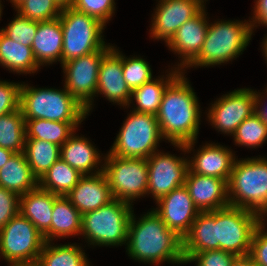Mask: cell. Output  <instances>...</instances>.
Wrapping results in <instances>:
<instances>
[{
    "instance_id": "32",
    "label": "cell",
    "mask_w": 267,
    "mask_h": 266,
    "mask_svg": "<svg viewBox=\"0 0 267 266\" xmlns=\"http://www.w3.org/2000/svg\"><path fill=\"white\" fill-rule=\"evenodd\" d=\"M83 175L59 158L38 180V186L58 196H66Z\"/></svg>"
},
{
    "instance_id": "46",
    "label": "cell",
    "mask_w": 267,
    "mask_h": 266,
    "mask_svg": "<svg viewBox=\"0 0 267 266\" xmlns=\"http://www.w3.org/2000/svg\"><path fill=\"white\" fill-rule=\"evenodd\" d=\"M231 266H256L249 256L236 257Z\"/></svg>"
},
{
    "instance_id": "6",
    "label": "cell",
    "mask_w": 267,
    "mask_h": 266,
    "mask_svg": "<svg viewBox=\"0 0 267 266\" xmlns=\"http://www.w3.org/2000/svg\"><path fill=\"white\" fill-rule=\"evenodd\" d=\"M133 205L113 199L108 204L82 215L81 234L92 246H126Z\"/></svg>"
},
{
    "instance_id": "27",
    "label": "cell",
    "mask_w": 267,
    "mask_h": 266,
    "mask_svg": "<svg viewBox=\"0 0 267 266\" xmlns=\"http://www.w3.org/2000/svg\"><path fill=\"white\" fill-rule=\"evenodd\" d=\"M82 214L66 196L54 201L51 227L43 234L44 240L52 242L81 234Z\"/></svg>"
},
{
    "instance_id": "40",
    "label": "cell",
    "mask_w": 267,
    "mask_h": 266,
    "mask_svg": "<svg viewBox=\"0 0 267 266\" xmlns=\"http://www.w3.org/2000/svg\"><path fill=\"white\" fill-rule=\"evenodd\" d=\"M21 82L0 80V116L20 109Z\"/></svg>"
},
{
    "instance_id": "12",
    "label": "cell",
    "mask_w": 267,
    "mask_h": 266,
    "mask_svg": "<svg viewBox=\"0 0 267 266\" xmlns=\"http://www.w3.org/2000/svg\"><path fill=\"white\" fill-rule=\"evenodd\" d=\"M108 51L98 50L60 65L65 76L64 87L86 107L88 115L94 106L100 63Z\"/></svg>"
},
{
    "instance_id": "4",
    "label": "cell",
    "mask_w": 267,
    "mask_h": 266,
    "mask_svg": "<svg viewBox=\"0 0 267 266\" xmlns=\"http://www.w3.org/2000/svg\"><path fill=\"white\" fill-rule=\"evenodd\" d=\"M20 110L25 120L45 119L61 122H83L88 116L84 107L63 89L36 88L22 82Z\"/></svg>"
},
{
    "instance_id": "44",
    "label": "cell",
    "mask_w": 267,
    "mask_h": 266,
    "mask_svg": "<svg viewBox=\"0 0 267 266\" xmlns=\"http://www.w3.org/2000/svg\"><path fill=\"white\" fill-rule=\"evenodd\" d=\"M254 3L253 15L249 19L253 33L260 24L267 27V0H256Z\"/></svg>"
},
{
    "instance_id": "51",
    "label": "cell",
    "mask_w": 267,
    "mask_h": 266,
    "mask_svg": "<svg viewBox=\"0 0 267 266\" xmlns=\"http://www.w3.org/2000/svg\"><path fill=\"white\" fill-rule=\"evenodd\" d=\"M267 217V209H264L260 214H259V222H265V218Z\"/></svg>"
},
{
    "instance_id": "36",
    "label": "cell",
    "mask_w": 267,
    "mask_h": 266,
    "mask_svg": "<svg viewBox=\"0 0 267 266\" xmlns=\"http://www.w3.org/2000/svg\"><path fill=\"white\" fill-rule=\"evenodd\" d=\"M15 11L31 21L43 22L58 18L62 9L54 0H24Z\"/></svg>"
},
{
    "instance_id": "52",
    "label": "cell",
    "mask_w": 267,
    "mask_h": 266,
    "mask_svg": "<svg viewBox=\"0 0 267 266\" xmlns=\"http://www.w3.org/2000/svg\"><path fill=\"white\" fill-rule=\"evenodd\" d=\"M9 1L13 5V7H14L13 9H15L24 0H9Z\"/></svg>"
},
{
    "instance_id": "42",
    "label": "cell",
    "mask_w": 267,
    "mask_h": 266,
    "mask_svg": "<svg viewBox=\"0 0 267 266\" xmlns=\"http://www.w3.org/2000/svg\"><path fill=\"white\" fill-rule=\"evenodd\" d=\"M265 222H259L252 237L249 257L256 266H267V229Z\"/></svg>"
},
{
    "instance_id": "34",
    "label": "cell",
    "mask_w": 267,
    "mask_h": 266,
    "mask_svg": "<svg viewBox=\"0 0 267 266\" xmlns=\"http://www.w3.org/2000/svg\"><path fill=\"white\" fill-rule=\"evenodd\" d=\"M25 139V118L20 109L0 116V147L22 153Z\"/></svg>"
},
{
    "instance_id": "43",
    "label": "cell",
    "mask_w": 267,
    "mask_h": 266,
    "mask_svg": "<svg viewBox=\"0 0 267 266\" xmlns=\"http://www.w3.org/2000/svg\"><path fill=\"white\" fill-rule=\"evenodd\" d=\"M19 198L15 192L0 187V229L19 213Z\"/></svg>"
},
{
    "instance_id": "26",
    "label": "cell",
    "mask_w": 267,
    "mask_h": 266,
    "mask_svg": "<svg viewBox=\"0 0 267 266\" xmlns=\"http://www.w3.org/2000/svg\"><path fill=\"white\" fill-rule=\"evenodd\" d=\"M168 74L156 78H152L150 81L144 83L142 86L133 89L131 91V98L127 108L130 107V104L136 102V105L133 103L134 108L132 111L139 113H146L157 115L160 104L164 95V92L167 86L182 72L179 69H176L174 66L167 71Z\"/></svg>"
},
{
    "instance_id": "28",
    "label": "cell",
    "mask_w": 267,
    "mask_h": 266,
    "mask_svg": "<svg viewBox=\"0 0 267 266\" xmlns=\"http://www.w3.org/2000/svg\"><path fill=\"white\" fill-rule=\"evenodd\" d=\"M37 186L38 179L32 174L24 152L14 153L0 169V187L19 196L34 190Z\"/></svg>"
},
{
    "instance_id": "15",
    "label": "cell",
    "mask_w": 267,
    "mask_h": 266,
    "mask_svg": "<svg viewBox=\"0 0 267 266\" xmlns=\"http://www.w3.org/2000/svg\"><path fill=\"white\" fill-rule=\"evenodd\" d=\"M204 7L199 0H159L151 18L150 37L167 43L186 21Z\"/></svg>"
},
{
    "instance_id": "45",
    "label": "cell",
    "mask_w": 267,
    "mask_h": 266,
    "mask_svg": "<svg viewBox=\"0 0 267 266\" xmlns=\"http://www.w3.org/2000/svg\"><path fill=\"white\" fill-rule=\"evenodd\" d=\"M265 92V93H264ZM263 93L257 92L255 90V113L265 122L267 125V104H265V99H267V87ZM266 94V95H263ZM264 99V100H263ZM264 103V105H263Z\"/></svg>"
},
{
    "instance_id": "24",
    "label": "cell",
    "mask_w": 267,
    "mask_h": 266,
    "mask_svg": "<svg viewBox=\"0 0 267 266\" xmlns=\"http://www.w3.org/2000/svg\"><path fill=\"white\" fill-rule=\"evenodd\" d=\"M59 196L37 186L19 198V213L43 235L50 227L54 201Z\"/></svg>"
},
{
    "instance_id": "20",
    "label": "cell",
    "mask_w": 267,
    "mask_h": 266,
    "mask_svg": "<svg viewBox=\"0 0 267 266\" xmlns=\"http://www.w3.org/2000/svg\"><path fill=\"white\" fill-rule=\"evenodd\" d=\"M223 145L206 143L193 152L194 156L188 157L189 169L196 174L230 179L234 163L236 161L235 152Z\"/></svg>"
},
{
    "instance_id": "33",
    "label": "cell",
    "mask_w": 267,
    "mask_h": 266,
    "mask_svg": "<svg viewBox=\"0 0 267 266\" xmlns=\"http://www.w3.org/2000/svg\"><path fill=\"white\" fill-rule=\"evenodd\" d=\"M24 154L32 174L39 180L60 158V146L39 139H25Z\"/></svg>"
},
{
    "instance_id": "7",
    "label": "cell",
    "mask_w": 267,
    "mask_h": 266,
    "mask_svg": "<svg viewBox=\"0 0 267 266\" xmlns=\"http://www.w3.org/2000/svg\"><path fill=\"white\" fill-rule=\"evenodd\" d=\"M63 32L62 64L98 50H110L104 41V25L98 19L72 7L63 8L59 16Z\"/></svg>"
},
{
    "instance_id": "2",
    "label": "cell",
    "mask_w": 267,
    "mask_h": 266,
    "mask_svg": "<svg viewBox=\"0 0 267 266\" xmlns=\"http://www.w3.org/2000/svg\"><path fill=\"white\" fill-rule=\"evenodd\" d=\"M135 216L133 209L125 248L131 259L149 265L185 264L183 238L169 229L153 209L139 220Z\"/></svg>"
},
{
    "instance_id": "31",
    "label": "cell",
    "mask_w": 267,
    "mask_h": 266,
    "mask_svg": "<svg viewBox=\"0 0 267 266\" xmlns=\"http://www.w3.org/2000/svg\"><path fill=\"white\" fill-rule=\"evenodd\" d=\"M54 244L45 241L38 258L40 266H92L82 246L76 243Z\"/></svg>"
},
{
    "instance_id": "23",
    "label": "cell",
    "mask_w": 267,
    "mask_h": 266,
    "mask_svg": "<svg viewBox=\"0 0 267 266\" xmlns=\"http://www.w3.org/2000/svg\"><path fill=\"white\" fill-rule=\"evenodd\" d=\"M31 48L40 67L57 61L62 65L63 32L59 17L38 22Z\"/></svg>"
},
{
    "instance_id": "25",
    "label": "cell",
    "mask_w": 267,
    "mask_h": 266,
    "mask_svg": "<svg viewBox=\"0 0 267 266\" xmlns=\"http://www.w3.org/2000/svg\"><path fill=\"white\" fill-rule=\"evenodd\" d=\"M208 250H217L216 210L200 211L183 237L185 261L194 253Z\"/></svg>"
},
{
    "instance_id": "9",
    "label": "cell",
    "mask_w": 267,
    "mask_h": 266,
    "mask_svg": "<svg viewBox=\"0 0 267 266\" xmlns=\"http://www.w3.org/2000/svg\"><path fill=\"white\" fill-rule=\"evenodd\" d=\"M103 173L114 199L133 203L148 189V163L144 158H122L105 154Z\"/></svg>"
},
{
    "instance_id": "37",
    "label": "cell",
    "mask_w": 267,
    "mask_h": 266,
    "mask_svg": "<svg viewBox=\"0 0 267 266\" xmlns=\"http://www.w3.org/2000/svg\"><path fill=\"white\" fill-rule=\"evenodd\" d=\"M145 59L139 56L125 57L122 54L124 80L132 91L153 78V71Z\"/></svg>"
},
{
    "instance_id": "48",
    "label": "cell",
    "mask_w": 267,
    "mask_h": 266,
    "mask_svg": "<svg viewBox=\"0 0 267 266\" xmlns=\"http://www.w3.org/2000/svg\"><path fill=\"white\" fill-rule=\"evenodd\" d=\"M9 266H40L38 260L30 262H11Z\"/></svg>"
},
{
    "instance_id": "8",
    "label": "cell",
    "mask_w": 267,
    "mask_h": 266,
    "mask_svg": "<svg viewBox=\"0 0 267 266\" xmlns=\"http://www.w3.org/2000/svg\"><path fill=\"white\" fill-rule=\"evenodd\" d=\"M162 139L165 141L155 115L130 109L108 152L122 158L147 159L159 151Z\"/></svg>"
},
{
    "instance_id": "30",
    "label": "cell",
    "mask_w": 267,
    "mask_h": 266,
    "mask_svg": "<svg viewBox=\"0 0 267 266\" xmlns=\"http://www.w3.org/2000/svg\"><path fill=\"white\" fill-rule=\"evenodd\" d=\"M81 122H61L45 119L25 120L26 139H39L62 146L76 132Z\"/></svg>"
},
{
    "instance_id": "17",
    "label": "cell",
    "mask_w": 267,
    "mask_h": 266,
    "mask_svg": "<svg viewBox=\"0 0 267 266\" xmlns=\"http://www.w3.org/2000/svg\"><path fill=\"white\" fill-rule=\"evenodd\" d=\"M155 204L157 207L152 209L181 238L189 232L200 212L184 185L161 197Z\"/></svg>"
},
{
    "instance_id": "38",
    "label": "cell",
    "mask_w": 267,
    "mask_h": 266,
    "mask_svg": "<svg viewBox=\"0 0 267 266\" xmlns=\"http://www.w3.org/2000/svg\"><path fill=\"white\" fill-rule=\"evenodd\" d=\"M37 28V21H31L17 12L15 18L6 28L3 27L0 30L13 41L22 45L31 46Z\"/></svg>"
},
{
    "instance_id": "29",
    "label": "cell",
    "mask_w": 267,
    "mask_h": 266,
    "mask_svg": "<svg viewBox=\"0 0 267 266\" xmlns=\"http://www.w3.org/2000/svg\"><path fill=\"white\" fill-rule=\"evenodd\" d=\"M0 66L17 74H33L41 69L31 46L19 44L0 30Z\"/></svg>"
},
{
    "instance_id": "5",
    "label": "cell",
    "mask_w": 267,
    "mask_h": 266,
    "mask_svg": "<svg viewBox=\"0 0 267 266\" xmlns=\"http://www.w3.org/2000/svg\"><path fill=\"white\" fill-rule=\"evenodd\" d=\"M230 206L258 215L267 207V158L236 159L228 181Z\"/></svg>"
},
{
    "instance_id": "1",
    "label": "cell",
    "mask_w": 267,
    "mask_h": 266,
    "mask_svg": "<svg viewBox=\"0 0 267 266\" xmlns=\"http://www.w3.org/2000/svg\"><path fill=\"white\" fill-rule=\"evenodd\" d=\"M181 72L166 88L156 119L162 137L180 151L195 149L201 122L198 97L189 79Z\"/></svg>"
},
{
    "instance_id": "50",
    "label": "cell",
    "mask_w": 267,
    "mask_h": 266,
    "mask_svg": "<svg viewBox=\"0 0 267 266\" xmlns=\"http://www.w3.org/2000/svg\"><path fill=\"white\" fill-rule=\"evenodd\" d=\"M267 35V34H266ZM265 35V38H263V42H262V50L261 51H263L262 53V55H264V60H266V62H267V36Z\"/></svg>"
},
{
    "instance_id": "13",
    "label": "cell",
    "mask_w": 267,
    "mask_h": 266,
    "mask_svg": "<svg viewBox=\"0 0 267 266\" xmlns=\"http://www.w3.org/2000/svg\"><path fill=\"white\" fill-rule=\"evenodd\" d=\"M211 126L224 135H233L237 127L255 112V91L238 88L223 94L211 103L207 111Z\"/></svg>"
},
{
    "instance_id": "16",
    "label": "cell",
    "mask_w": 267,
    "mask_h": 266,
    "mask_svg": "<svg viewBox=\"0 0 267 266\" xmlns=\"http://www.w3.org/2000/svg\"><path fill=\"white\" fill-rule=\"evenodd\" d=\"M205 8L186 21L165 44L170 51L181 58L175 68L183 72H186L185 69L199 56L205 41L209 25Z\"/></svg>"
},
{
    "instance_id": "35",
    "label": "cell",
    "mask_w": 267,
    "mask_h": 266,
    "mask_svg": "<svg viewBox=\"0 0 267 266\" xmlns=\"http://www.w3.org/2000/svg\"><path fill=\"white\" fill-rule=\"evenodd\" d=\"M232 136L236 146L255 149L267 141V125L254 112L237 127Z\"/></svg>"
},
{
    "instance_id": "10",
    "label": "cell",
    "mask_w": 267,
    "mask_h": 266,
    "mask_svg": "<svg viewBox=\"0 0 267 266\" xmlns=\"http://www.w3.org/2000/svg\"><path fill=\"white\" fill-rule=\"evenodd\" d=\"M259 215L253 211L227 206L216 210L217 250L236 257L248 256Z\"/></svg>"
},
{
    "instance_id": "41",
    "label": "cell",
    "mask_w": 267,
    "mask_h": 266,
    "mask_svg": "<svg viewBox=\"0 0 267 266\" xmlns=\"http://www.w3.org/2000/svg\"><path fill=\"white\" fill-rule=\"evenodd\" d=\"M236 256L224 250H208L194 253L185 264L195 263L196 266H231Z\"/></svg>"
},
{
    "instance_id": "49",
    "label": "cell",
    "mask_w": 267,
    "mask_h": 266,
    "mask_svg": "<svg viewBox=\"0 0 267 266\" xmlns=\"http://www.w3.org/2000/svg\"><path fill=\"white\" fill-rule=\"evenodd\" d=\"M61 9L71 7L74 0H54Z\"/></svg>"
},
{
    "instance_id": "21",
    "label": "cell",
    "mask_w": 267,
    "mask_h": 266,
    "mask_svg": "<svg viewBox=\"0 0 267 266\" xmlns=\"http://www.w3.org/2000/svg\"><path fill=\"white\" fill-rule=\"evenodd\" d=\"M66 197L82 215L96 210L114 199L103 172L83 175Z\"/></svg>"
},
{
    "instance_id": "39",
    "label": "cell",
    "mask_w": 267,
    "mask_h": 266,
    "mask_svg": "<svg viewBox=\"0 0 267 266\" xmlns=\"http://www.w3.org/2000/svg\"><path fill=\"white\" fill-rule=\"evenodd\" d=\"M115 4V0H74L71 7L106 25L115 14Z\"/></svg>"
},
{
    "instance_id": "19",
    "label": "cell",
    "mask_w": 267,
    "mask_h": 266,
    "mask_svg": "<svg viewBox=\"0 0 267 266\" xmlns=\"http://www.w3.org/2000/svg\"><path fill=\"white\" fill-rule=\"evenodd\" d=\"M184 186L199 211H213L230 205L228 182L224 179L199 175L189 169Z\"/></svg>"
},
{
    "instance_id": "18",
    "label": "cell",
    "mask_w": 267,
    "mask_h": 266,
    "mask_svg": "<svg viewBox=\"0 0 267 266\" xmlns=\"http://www.w3.org/2000/svg\"><path fill=\"white\" fill-rule=\"evenodd\" d=\"M116 48L113 45L102 58L95 97L100 94L111 103L126 109L131 98V90L123 76L122 51L119 47Z\"/></svg>"
},
{
    "instance_id": "54",
    "label": "cell",
    "mask_w": 267,
    "mask_h": 266,
    "mask_svg": "<svg viewBox=\"0 0 267 266\" xmlns=\"http://www.w3.org/2000/svg\"><path fill=\"white\" fill-rule=\"evenodd\" d=\"M199 1L205 6L206 1L208 0H199Z\"/></svg>"
},
{
    "instance_id": "11",
    "label": "cell",
    "mask_w": 267,
    "mask_h": 266,
    "mask_svg": "<svg viewBox=\"0 0 267 266\" xmlns=\"http://www.w3.org/2000/svg\"><path fill=\"white\" fill-rule=\"evenodd\" d=\"M44 243L41 232L20 213L0 229V257L8 264L38 260Z\"/></svg>"
},
{
    "instance_id": "47",
    "label": "cell",
    "mask_w": 267,
    "mask_h": 266,
    "mask_svg": "<svg viewBox=\"0 0 267 266\" xmlns=\"http://www.w3.org/2000/svg\"><path fill=\"white\" fill-rule=\"evenodd\" d=\"M13 154V151L0 147V169L7 163Z\"/></svg>"
},
{
    "instance_id": "22",
    "label": "cell",
    "mask_w": 267,
    "mask_h": 266,
    "mask_svg": "<svg viewBox=\"0 0 267 266\" xmlns=\"http://www.w3.org/2000/svg\"><path fill=\"white\" fill-rule=\"evenodd\" d=\"M102 155L88 138L79 136L75 132L60 147V158L82 175L103 172L105 156Z\"/></svg>"
},
{
    "instance_id": "53",
    "label": "cell",
    "mask_w": 267,
    "mask_h": 266,
    "mask_svg": "<svg viewBox=\"0 0 267 266\" xmlns=\"http://www.w3.org/2000/svg\"><path fill=\"white\" fill-rule=\"evenodd\" d=\"M1 0H0V20H1V16H2V10H3V6H2V4H1Z\"/></svg>"
},
{
    "instance_id": "3",
    "label": "cell",
    "mask_w": 267,
    "mask_h": 266,
    "mask_svg": "<svg viewBox=\"0 0 267 266\" xmlns=\"http://www.w3.org/2000/svg\"><path fill=\"white\" fill-rule=\"evenodd\" d=\"M253 32L249 20H221L209 23L199 56L187 67L200 68L232 62L248 46Z\"/></svg>"
},
{
    "instance_id": "14",
    "label": "cell",
    "mask_w": 267,
    "mask_h": 266,
    "mask_svg": "<svg viewBox=\"0 0 267 266\" xmlns=\"http://www.w3.org/2000/svg\"><path fill=\"white\" fill-rule=\"evenodd\" d=\"M147 163V196L151 194L155 202L172 190L185 184L186 175L189 170L187 157H178L159 150L147 158Z\"/></svg>"
}]
</instances>
